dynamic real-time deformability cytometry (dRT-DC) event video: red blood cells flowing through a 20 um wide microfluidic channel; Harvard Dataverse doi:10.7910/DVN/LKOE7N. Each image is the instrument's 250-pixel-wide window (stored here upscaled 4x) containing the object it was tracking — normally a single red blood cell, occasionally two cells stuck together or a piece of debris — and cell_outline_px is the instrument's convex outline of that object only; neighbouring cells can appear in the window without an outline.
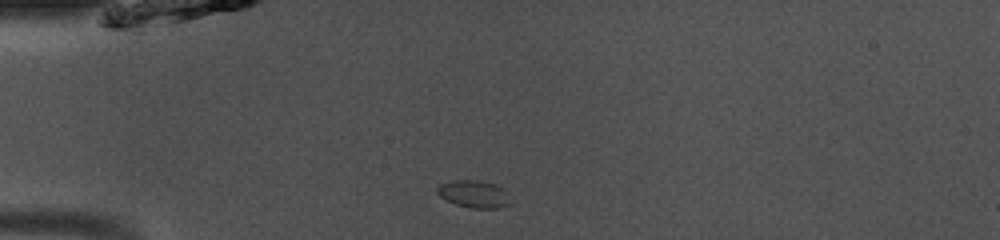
{"species": "common noctule bat (a hibernating species)", "species_latin": "Nyctalus noctula", "temperature_condition": "room temperature", "stored_images_in_passage": 37, "camera_frame_rate_fps": 3000, "um_per_image_px": 0.085, "animal": {"sex": "male", "body_mass_g": 13.0, "forearm_length_mm": 53.1}, "frame": {"image": 1, "passage_image": 1, "time_ms": 0.0, "image_size_px": [1000, 240], "cell_outline_px": [[512, 204], [496, 208], [472, 208], [456, 204], [440, 196], [436, 192], [436, 188], [440, 184], [452, 180], [476, 180], [492, 184], [504, 188], [508, 192]], "centroid_in_image_um": [40.31, 16.49], "position_along_channel_um": 44.7, "area_um2": 11.68}}
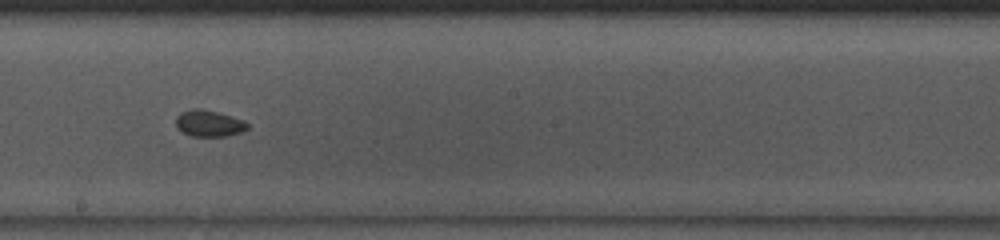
{"frame": {"image": 2, "passage_image": 16, "time_ms": 5.0, "image_size_px": [1000, 240], "cell_outline_px": [[248, 128], [240, 132], [224, 136], [192, 136], [176, 128], [176, 116], [180, 112], [192, 108], [200, 108], [216, 112], [244, 120], [248, 124]], "centroid_in_image_um": [17.72, 10.48], "position_along_channel_um": 230.5, "area_um2": 10.92}}
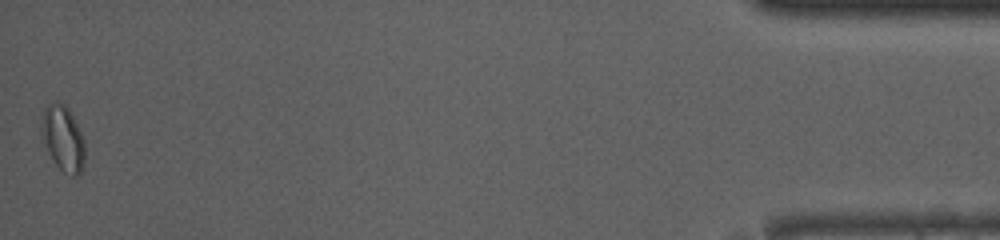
{"frame": {"image": 3, "passage_image": 37, "time_ms": 12.0, "image_size_px": [1000, 240], "cell_outline_px": [[84, 164], [80, 172], [76, 176], [72, 176], [64, 172], [52, 160], [48, 152], [40, 132], [40, 116], [44, 108], [48, 104], [56, 100], [64, 104], [68, 108], [84, 140]], "centroid_in_image_um": [5.31, 11.73], "position_along_channel_um": 429.9, "area_um2": 16.65}, "authors_computed_cell_mechanics": {"area_um2": 11.2132, "velocity_mm_per_s": 4.0953, "shape_relaxation_time_tau1_ms": 4.5259, "shape_relaxation_time_tau2_ms": 1.3975, "deformation_change_tau1": 0.0536, "deformation_change_tau2": 0.0381}}